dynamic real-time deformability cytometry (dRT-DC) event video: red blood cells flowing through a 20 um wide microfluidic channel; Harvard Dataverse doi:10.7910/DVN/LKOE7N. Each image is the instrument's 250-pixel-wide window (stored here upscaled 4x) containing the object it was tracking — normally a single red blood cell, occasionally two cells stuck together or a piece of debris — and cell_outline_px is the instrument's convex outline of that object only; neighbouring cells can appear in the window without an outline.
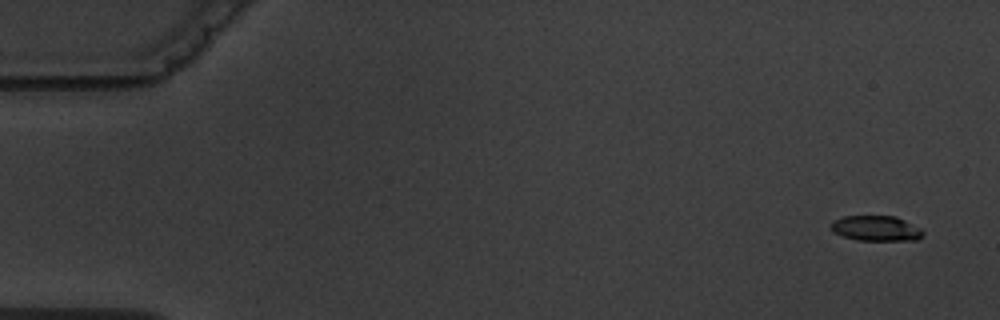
{"species": "common noctule bat (a hibernating species)", "species_latin": "Nyctalus noctula", "temperature_condition": "warm", "stored_images_in_passage": 5, "camera_frame_rate_fps": 3000, "um_per_image_px": 0.085, "animal": {"sex": "male", "body_mass_g": 19.5, "forearm_length_mm": 54.6}, "frame": {"image": 1, "passage_image": 1, "time_ms": 0.0, "image_size_px": [1000, 320], "cell_outline_px": [[924, 236], [916, 240], [856, 240], [832, 232], [832, 220], [844, 216], [896, 216], [920, 228], [924, 232]], "centroid_in_image_um": [74.48, 19.41], "position_along_channel_um": 10.5, "area_um2": 13.53}}
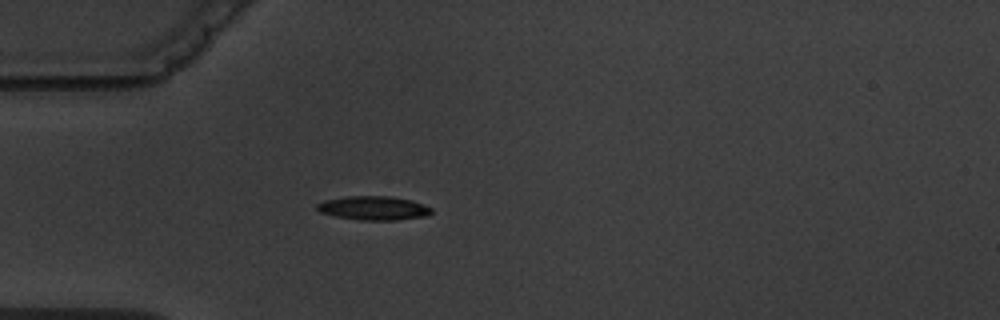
{"frame": {"image": 2, "passage_image": 5, "time_ms": 4.667, "image_size_px": [1000, 320], "cell_outline_px": [[432, 212], [424, 216], [396, 220], [360, 220], [336, 216], [320, 212], [316, 208], [316, 204], [324, 200], [348, 196], [392, 196], [412, 200], [424, 204], [432, 208]], "centroid_in_image_um": [31.76, 17.68], "position_along_channel_um": 53.2, "area_um2": 15.95}}